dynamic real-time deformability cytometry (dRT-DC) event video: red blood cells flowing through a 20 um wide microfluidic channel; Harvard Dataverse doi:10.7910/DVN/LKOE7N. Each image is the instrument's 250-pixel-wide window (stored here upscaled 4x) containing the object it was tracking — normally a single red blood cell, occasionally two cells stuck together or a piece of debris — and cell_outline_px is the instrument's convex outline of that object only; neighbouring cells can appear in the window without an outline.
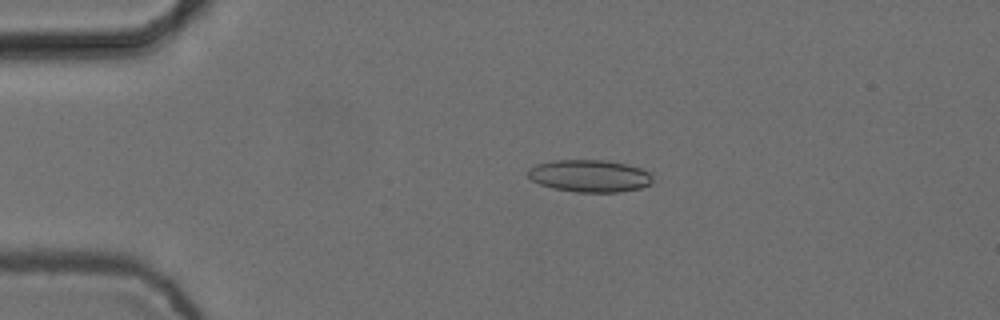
{"species": "common noctule bat (a hibernating species)", "species_latin": "Nyctalus noctula", "temperature_condition": "cold", "stored_images_in_passage": 5, "camera_frame_rate_fps": 3000, "um_per_image_px": 0.085, "animal": {"sex": "female", "body_mass_g": 24.6, "forearm_length_mm": 56.2}, "frame": {"image": 1, "passage_image": 4, "time_ms": 1.0, "image_size_px": [1000, 320], "cell_outline_px": [[652, 184], [640, 188], [620, 192], [576, 192], [552, 188], [540, 184], [532, 180], [528, 176], [528, 168], [536, 164], [552, 160], [604, 160], [624, 164], [640, 168], [648, 172], [652, 176]], "centroid_in_image_um": [50.1, 14.95], "position_along_channel_um": 34.9, "area_um2": 23.47}}